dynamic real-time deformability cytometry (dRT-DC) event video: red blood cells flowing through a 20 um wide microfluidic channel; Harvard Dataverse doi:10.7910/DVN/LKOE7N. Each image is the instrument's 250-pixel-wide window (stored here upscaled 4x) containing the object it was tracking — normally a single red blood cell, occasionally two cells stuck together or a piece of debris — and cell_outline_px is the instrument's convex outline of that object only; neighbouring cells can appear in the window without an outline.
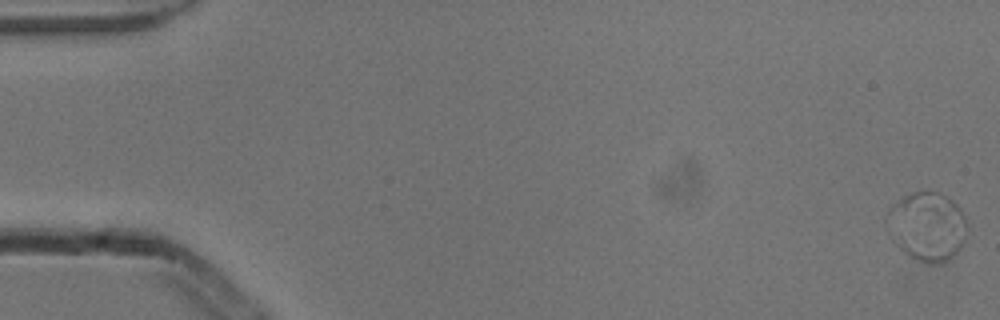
{"species": "common noctule bat (a hibernating species)", "species_latin": "Nyctalus noctula", "temperature_condition": "cold", "stored_images_in_passage": 55, "camera_frame_rate_fps": 3000, "um_per_image_px": 0.085, "animal": {"sex": "male", "body_mass_g": 13.3}, "frame": {"image": 1, "passage_image": 1, "time_ms": 0.0, "image_size_px": [1000, 320], "cell_outline_px": [[968, 224], [964, 244], [944, 264], [928, 264], [916, 260], [908, 256], [892, 240], [888, 232], [884, 220], [884, 216], [904, 196], [912, 192], [936, 192], [952, 200], [956, 204], [964, 216]], "centroid_in_image_um": [78.8, 19.29], "position_along_channel_um": 6.2, "area_um2": 32.37}}
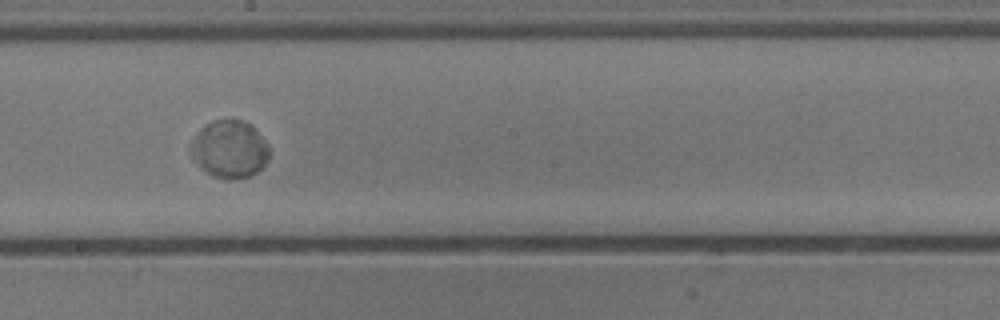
{"frame": {"image": 2, "passage_image": 31, "time_ms": 10.0, "image_size_px": [1000, 320], "cell_outline_px": [[268, 160], [252, 176], [232, 180], [224, 180], [212, 176], [200, 168], [192, 156], [192, 140], [204, 124], [212, 120], [244, 120], [252, 124], [268, 144]], "centroid_in_image_um": [19.52, 12.69], "position_along_channel_um": 228.7, "area_um2": 26.47}}
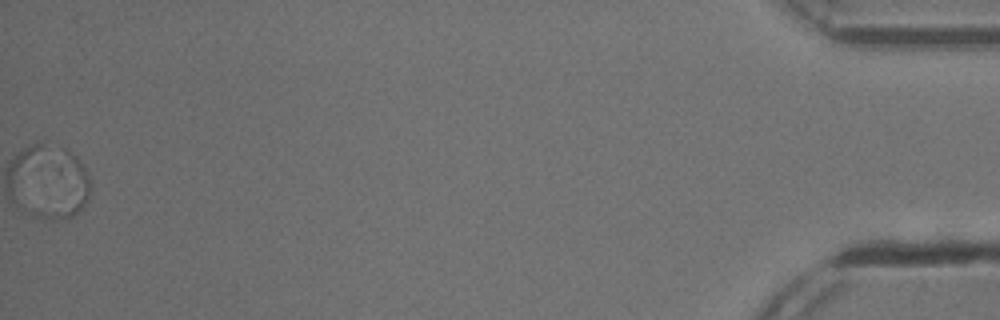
{"frame": {"image": 3, "passage_image": 55, "time_ms": 18.0, "image_size_px": [1000, 320], "cell_outline_px": [[92, 188], [88, 200], [72, 216], [52, 220], [32, 216], [32, 212], [60, 148], [64, 148], [84, 168], [92, 180]], "centroid_in_image_um": [5.4, 16.06], "position_along_channel_um": 429.8, "area_um2": 19.07}, "authors_computed_cell_mechanics": {"area_um2": 27.1082, "velocity_mm_per_s": 3.7823, "shape_relaxation_time_tau1_ms": 3.3021, "shape_relaxation_time_tau2_ms": null, "deformation_change_tau1": 0.0398, "deformation_change_tau2": null}}